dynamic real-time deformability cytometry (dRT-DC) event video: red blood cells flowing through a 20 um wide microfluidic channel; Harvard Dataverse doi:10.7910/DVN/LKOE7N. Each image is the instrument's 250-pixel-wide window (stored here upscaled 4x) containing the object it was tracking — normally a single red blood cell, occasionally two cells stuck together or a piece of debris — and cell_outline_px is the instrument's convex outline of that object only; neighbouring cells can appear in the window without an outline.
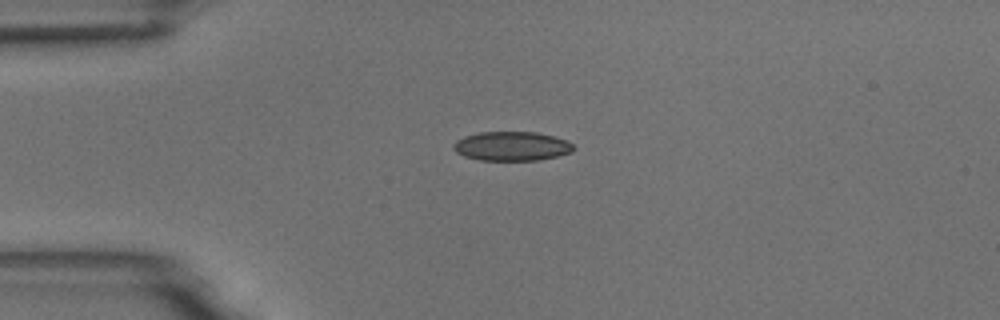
{"species": "common noctule bat (a hibernating species)", "species_latin": "Nyctalus noctula", "temperature_condition": "room temperature", "stored_images_in_passage": 42, "camera_frame_rate_fps": 3000, "um_per_image_px": 0.085, "animal": {"sex": "male", "body_mass_g": 18.8}, "frame": {"image": 1, "passage_image": 1, "time_ms": 0.0, "image_size_px": [1000, 320], "cell_outline_px": [[576, 148], [572, 152], [556, 156], [536, 160], [480, 160], [464, 156], [456, 152], [452, 148], [452, 144], [456, 140], [464, 136], [480, 132], [536, 132], [568, 140]], "centroid_in_image_um": [43.48, 12.42], "position_along_channel_um": 41.5, "area_um2": 20.46}}
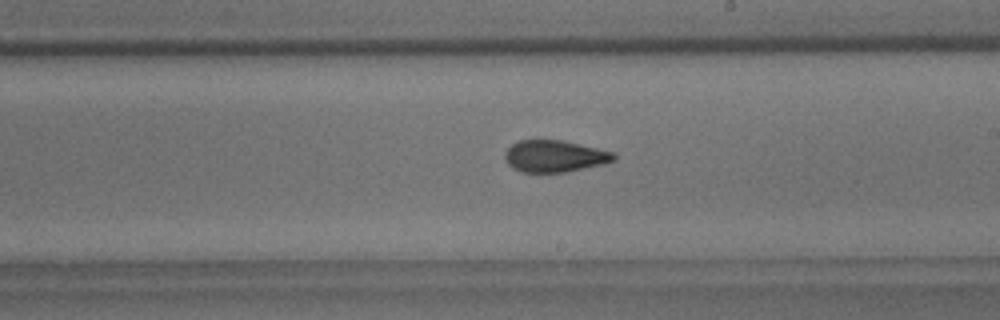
{"frame": {"image": 2, "passage_image": 19, "time_ms": 6.0, "image_size_px": [1000, 320], "cell_outline_px": [[616, 160], [604, 164], [568, 172], [520, 172], [512, 168], [504, 160], [504, 152], [512, 144], [520, 140], [560, 140], [616, 152]], "centroid_in_image_um": [47.15, 13.28], "position_along_channel_um": 241.9, "area_um2": 20.4}}
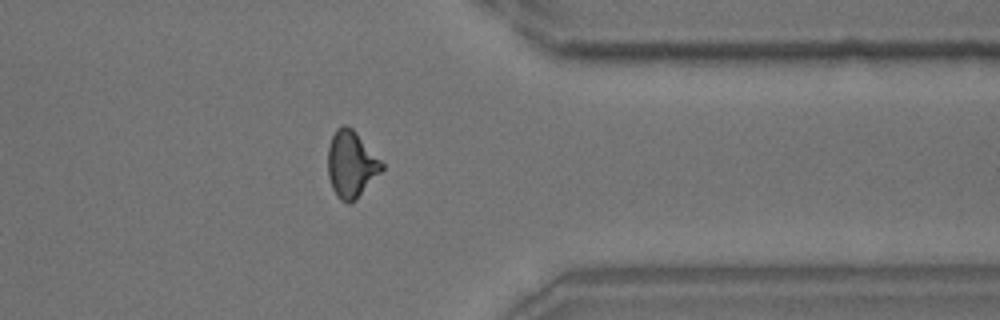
{"frame": {"image": 3, "passage_image": 31, "time_ms": 10.0, "image_size_px": [1000, 320], "cell_outline_px": [[384, 168], [356, 200], [352, 204], [348, 204], [340, 200], [336, 196], [332, 188], [328, 176], [328, 148], [332, 136], [336, 128], [344, 124], [348, 124], [356, 132], [384, 164]], "centroid_in_image_um": [29.84, 13.98], "position_along_channel_um": 381.6, "area_um2": 21.04}, "authors_computed_cell_mechanics": {"area_um2": 20.4034, "velocity_mm_per_s": 3.7215, "shape_relaxation_time_tau1_ms": 8.512, "shape_relaxation_time_tau2_ms": 1.666, "deformation_change_tau1": 0.1845, "deformation_change_tau2": 0.0739}}